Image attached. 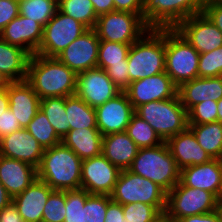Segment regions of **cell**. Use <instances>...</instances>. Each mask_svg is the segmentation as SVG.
<instances>
[{"label":"cell","instance_id":"6da1fadb","mask_svg":"<svg viewBox=\"0 0 222 222\" xmlns=\"http://www.w3.org/2000/svg\"><path fill=\"white\" fill-rule=\"evenodd\" d=\"M26 81L40 99L75 95L77 74L57 58L34 54L30 57Z\"/></svg>","mask_w":222,"mask_h":222},{"label":"cell","instance_id":"7a4b0ae2","mask_svg":"<svg viewBox=\"0 0 222 222\" xmlns=\"http://www.w3.org/2000/svg\"><path fill=\"white\" fill-rule=\"evenodd\" d=\"M82 160L62 142L44 149L37 178L53 190L68 191L81 188Z\"/></svg>","mask_w":222,"mask_h":222},{"label":"cell","instance_id":"3957f363","mask_svg":"<svg viewBox=\"0 0 222 222\" xmlns=\"http://www.w3.org/2000/svg\"><path fill=\"white\" fill-rule=\"evenodd\" d=\"M127 62L131 82L165 72V28H150L132 43Z\"/></svg>","mask_w":222,"mask_h":222},{"label":"cell","instance_id":"277c9868","mask_svg":"<svg viewBox=\"0 0 222 222\" xmlns=\"http://www.w3.org/2000/svg\"><path fill=\"white\" fill-rule=\"evenodd\" d=\"M128 170L150 179L167 193L180 181V169L166 142L155 147L139 148Z\"/></svg>","mask_w":222,"mask_h":222},{"label":"cell","instance_id":"5b68a950","mask_svg":"<svg viewBox=\"0 0 222 222\" xmlns=\"http://www.w3.org/2000/svg\"><path fill=\"white\" fill-rule=\"evenodd\" d=\"M134 113L147 121L164 142L188 127L187 111L178 95L141 104Z\"/></svg>","mask_w":222,"mask_h":222},{"label":"cell","instance_id":"8992f818","mask_svg":"<svg viewBox=\"0 0 222 222\" xmlns=\"http://www.w3.org/2000/svg\"><path fill=\"white\" fill-rule=\"evenodd\" d=\"M110 198L121 205L138 202L152 205L162 215L167 206V192L162 187L128 169L121 170Z\"/></svg>","mask_w":222,"mask_h":222},{"label":"cell","instance_id":"52a82bcc","mask_svg":"<svg viewBox=\"0 0 222 222\" xmlns=\"http://www.w3.org/2000/svg\"><path fill=\"white\" fill-rule=\"evenodd\" d=\"M199 55L175 28H165V72L177 87L198 77Z\"/></svg>","mask_w":222,"mask_h":222},{"label":"cell","instance_id":"ba28073f","mask_svg":"<svg viewBox=\"0 0 222 222\" xmlns=\"http://www.w3.org/2000/svg\"><path fill=\"white\" fill-rule=\"evenodd\" d=\"M100 41L132 44L140 39L150 27L142 14L112 11L98 16L95 27Z\"/></svg>","mask_w":222,"mask_h":222},{"label":"cell","instance_id":"9c48e42d","mask_svg":"<svg viewBox=\"0 0 222 222\" xmlns=\"http://www.w3.org/2000/svg\"><path fill=\"white\" fill-rule=\"evenodd\" d=\"M217 197L209 191L187 187L178 182L167 193L165 215L175 221L186 216L207 214L216 210Z\"/></svg>","mask_w":222,"mask_h":222},{"label":"cell","instance_id":"30bf717a","mask_svg":"<svg viewBox=\"0 0 222 222\" xmlns=\"http://www.w3.org/2000/svg\"><path fill=\"white\" fill-rule=\"evenodd\" d=\"M200 0H144L142 18L150 28H175L181 21L201 13Z\"/></svg>","mask_w":222,"mask_h":222},{"label":"cell","instance_id":"8fae6325","mask_svg":"<svg viewBox=\"0 0 222 222\" xmlns=\"http://www.w3.org/2000/svg\"><path fill=\"white\" fill-rule=\"evenodd\" d=\"M87 30L85 25L57 10L52 19L43 27L42 41L36 54L56 58Z\"/></svg>","mask_w":222,"mask_h":222},{"label":"cell","instance_id":"7c38bea8","mask_svg":"<svg viewBox=\"0 0 222 222\" xmlns=\"http://www.w3.org/2000/svg\"><path fill=\"white\" fill-rule=\"evenodd\" d=\"M175 29L199 54L222 46V32L203 12L181 21Z\"/></svg>","mask_w":222,"mask_h":222},{"label":"cell","instance_id":"4fadbf2b","mask_svg":"<svg viewBox=\"0 0 222 222\" xmlns=\"http://www.w3.org/2000/svg\"><path fill=\"white\" fill-rule=\"evenodd\" d=\"M121 170L102 153L82 161L81 188L89 194L110 195Z\"/></svg>","mask_w":222,"mask_h":222},{"label":"cell","instance_id":"5bb4252c","mask_svg":"<svg viewBox=\"0 0 222 222\" xmlns=\"http://www.w3.org/2000/svg\"><path fill=\"white\" fill-rule=\"evenodd\" d=\"M121 91L102 68L96 67L77 74L75 95L96 108Z\"/></svg>","mask_w":222,"mask_h":222},{"label":"cell","instance_id":"9a60e30c","mask_svg":"<svg viewBox=\"0 0 222 222\" xmlns=\"http://www.w3.org/2000/svg\"><path fill=\"white\" fill-rule=\"evenodd\" d=\"M100 40L94 29H88L68 45L56 58L76 74L98 67Z\"/></svg>","mask_w":222,"mask_h":222},{"label":"cell","instance_id":"2e32d148","mask_svg":"<svg viewBox=\"0 0 222 222\" xmlns=\"http://www.w3.org/2000/svg\"><path fill=\"white\" fill-rule=\"evenodd\" d=\"M178 87L166 72L132 81L124 90L133 108L177 96Z\"/></svg>","mask_w":222,"mask_h":222},{"label":"cell","instance_id":"e0dca14e","mask_svg":"<svg viewBox=\"0 0 222 222\" xmlns=\"http://www.w3.org/2000/svg\"><path fill=\"white\" fill-rule=\"evenodd\" d=\"M94 109L97 128L103 136L126 131L135 112L124 91Z\"/></svg>","mask_w":222,"mask_h":222},{"label":"cell","instance_id":"ac0fdd59","mask_svg":"<svg viewBox=\"0 0 222 222\" xmlns=\"http://www.w3.org/2000/svg\"><path fill=\"white\" fill-rule=\"evenodd\" d=\"M43 153L44 148L25 128L0 139V155L28 163L36 169L40 165Z\"/></svg>","mask_w":222,"mask_h":222},{"label":"cell","instance_id":"d6986e66","mask_svg":"<svg viewBox=\"0 0 222 222\" xmlns=\"http://www.w3.org/2000/svg\"><path fill=\"white\" fill-rule=\"evenodd\" d=\"M42 37L43 26L20 14L0 32L3 41L22 48L31 56L38 51Z\"/></svg>","mask_w":222,"mask_h":222},{"label":"cell","instance_id":"ffe728a7","mask_svg":"<svg viewBox=\"0 0 222 222\" xmlns=\"http://www.w3.org/2000/svg\"><path fill=\"white\" fill-rule=\"evenodd\" d=\"M179 182L187 187L209 191L218 198L222 194V167L219 159L181 169Z\"/></svg>","mask_w":222,"mask_h":222},{"label":"cell","instance_id":"44dd1931","mask_svg":"<svg viewBox=\"0 0 222 222\" xmlns=\"http://www.w3.org/2000/svg\"><path fill=\"white\" fill-rule=\"evenodd\" d=\"M6 89L9 109L14 113L21 128H26L40 109L41 99L26 80L9 82Z\"/></svg>","mask_w":222,"mask_h":222},{"label":"cell","instance_id":"7402d4cb","mask_svg":"<svg viewBox=\"0 0 222 222\" xmlns=\"http://www.w3.org/2000/svg\"><path fill=\"white\" fill-rule=\"evenodd\" d=\"M178 168L203 164L210 161V155L198 144L193 132L187 127L184 131L166 141Z\"/></svg>","mask_w":222,"mask_h":222},{"label":"cell","instance_id":"603a6c76","mask_svg":"<svg viewBox=\"0 0 222 222\" xmlns=\"http://www.w3.org/2000/svg\"><path fill=\"white\" fill-rule=\"evenodd\" d=\"M177 95L187 112L203 101H219L222 98V76L197 77L185 82L178 87Z\"/></svg>","mask_w":222,"mask_h":222},{"label":"cell","instance_id":"cb8c5ba5","mask_svg":"<svg viewBox=\"0 0 222 222\" xmlns=\"http://www.w3.org/2000/svg\"><path fill=\"white\" fill-rule=\"evenodd\" d=\"M37 179V169L20 160L0 155V182L14 198Z\"/></svg>","mask_w":222,"mask_h":222},{"label":"cell","instance_id":"d4e9b609","mask_svg":"<svg viewBox=\"0 0 222 222\" xmlns=\"http://www.w3.org/2000/svg\"><path fill=\"white\" fill-rule=\"evenodd\" d=\"M52 191L53 189L48 184L37 178L12 199L24 222L42 221L43 209Z\"/></svg>","mask_w":222,"mask_h":222},{"label":"cell","instance_id":"484cf974","mask_svg":"<svg viewBox=\"0 0 222 222\" xmlns=\"http://www.w3.org/2000/svg\"><path fill=\"white\" fill-rule=\"evenodd\" d=\"M139 151V147L126 131L102 137V154L120 170L128 169Z\"/></svg>","mask_w":222,"mask_h":222},{"label":"cell","instance_id":"4316f807","mask_svg":"<svg viewBox=\"0 0 222 222\" xmlns=\"http://www.w3.org/2000/svg\"><path fill=\"white\" fill-rule=\"evenodd\" d=\"M31 55L0 38V73L9 81L26 80Z\"/></svg>","mask_w":222,"mask_h":222},{"label":"cell","instance_id":"83f0119b","mask_svg":"<svg viewBox=\"0 0 222 222\" xmlns=\"http://www.w3.org/2000/svg\"><path fill=\"white\" fill-rule=\"evenodd\" d=\"M102 137L98 128L70 129L62 138V143L83 161L102 153Z\"/></svg>","mask_w":222,"mask_h":222},{"label":"cell","instance_id":"f1b7e54d","mask_svg":"<svg viewBox=\"0 0 222 222\" xmlns=\"http://www.w3.org/2000/svg\"><path fill=\"white\" fill-rule=\"evenodd\" d=\"M198 144L212 159L222 156V123L219 121L206 124H188Z\"/></svg>","mask_w":222,"mask_h":222},{"label":"cell","instance_id":"f546056e","mask_svg":"<svg viewBox=\"0 0 222 222\" xmlns=\"http://www.w3.org/2000/svg\"><path fill=\"white\" fill-rule=\"evenodd\" d=\"M65 110L70 129L97 128L95 109L78 96L65 97Z\"/></svg>","mask_w":222,"mask_h":222},{"label":"cell","instance_id":"4dcf8cb0","mask_svg":"<svg viewBox=\"0 0 222 222\" xmlns=\"http://www.w3.org/2000/svg\"><path fill=\"white\" fill-rule=\"evenodd\" d=\"M40 109L44 112L56 134L62 139L70 130L65 110V97H47L40 101Z\"/></svg>","mask_w":222,"mask_h":222},{"label":"cell","instance_id":"1f68e13d","mask_svg":"<svg viewBox=\"0 0 222 222\" xmlns=\"http://www.w3.org/2000/svg\"><path fill=\"white\" fill-rule=\"evenodd\" d=\"M126 132L139 148L155 147L164 143L147 121L135 113L131 117Z\"/></svg>","mask_w":222,"mask_h":222},{"label":"cell","instance_id":"d6a6232c","mask_svg":"<svg viewBox=\"0 0 222 222\" xmlns=\"http://www.w3.org/2000/svg\"><path fill=\"white\" fill-rule=\"evenodd\" d=\"M58 10L85 25L95 27L98 16L90 0H58Z\"/></svg>","mask_w":222,"mask_h":222},{"label":"cell","instance_id":"836d02e7","mask_svg":"<svg viewBox=\"0 0 222 222\" xmlns=\"http://www.w3.org/2000/svg\"><path fill=\"white\" fill-rule=\"evenodd\" d=\"M20 15L38 22L43 27L58 10V0H27L19 3Z\"/></svg>","mask_w":222,"mask_h":222},{"label":"cell","instance_id":"e575fe53","mask_svg":"<svg viewBox=\"0 0 222 222\" xmlns=\"http://www.w3.org/2000/svg\"><path fill=\"white\" fill-rule=\"evenodd\" d=\"M25 129L34 136L44 149L51 148L62 142V139L56 134L47 116L41 109L37 111L35 117Z\"/></svg>","mask_w":222,"mask_h":222},{"label":"cell","instance_id":"d590c367","mask_svg":"<svg viewBox=\"0 0 222 222\" xmlns=\"http://www.w3.org/2000/svg\"><path fill=\"white\" fill-rule=\"evenodd\" d=\"M132 44L100 41L98 67L105 70L112 64L123 63L127 59Z\"/></svg>","mask_w":222,"mask_h":222},{"label":"cell","instance_id":"8d00e7d4","mask_svg":"<svg viewBox=\"0 0 222 222\" xmlns=\"http://www.w3.org/2000/svg\"><path fill=\"white\" fill-rule=\"evenodd\" d=\"M66 191L53 190L44 206L43 222H64L66 214Z\"/></svg>","mask_w":222,"mask_h":222},{"label":"cell","instance_id":"74e56055","mask_svg":"<svg viewBox=\"0 0 222 222\" xmlns=\"http://www.w3.org/2000/svg\"><path fill=\"white\" fill-rule=\"evenodd\" d=\"M108 195L88 194L83 207V222H105Z\"/></svg>","mask_w":222,"mask_h":222},{"label":"cell","instance_id":"f35d334b","mask_svg":"<svg viewBox=\"0 0 222 222\" xmlns=\"http://www.w3.org/2000/svg\"><path fill=\"white\" fill-rule=\"evenodd\" d=\"M88 194L82 188L66 191V214L64 222H83V207Z\"/></svg>","mask_w":222,"mask_h":222},{"label":"cell","instance_id":"ab89813d","mask_svg":"<svg viewBox=\"0 0 222 222\" xmlns=\"http://www.w3.org/2000/svg\"><path fill=\"white\" fill-rule=\"evenodd\" d=\"M222 76V46L217 49L201 53L198 62V77Z\"/></svg>","mask_w":222,"mask_h":222},{"label":"cell","instance_id":"60d3db41","mask_svg":"<svg viewBox=\"0 0 222 222\" xmlns=\"http://www.w3.org/2000/svg\"><path fill=\"white\" fill-rule=\"evenodd\" d=\"M127 222H155L162 214L152 205L142 202L122 205Z\"/></svg>","mask_w":222,"mask_h":222},{"label":"cell","instance_id":"b9f144b4","mask_svg":"<svg viewBox=\"0 0 222 222\" xmlns=\"http://www.w3.org/2000/svg\"><path fill=\"white\" fill-rule=\"evenodd\" d=\"M188 124H206L217 121V101L206 100L194 105L188 112Z\"/></svg>","mask_w":222,"mask_h":222},{"label":"cell","instance_id":"7bdbcfd3","mask_svg":"<svg viewBox=\"0 0 222 222\" xmlns=\"http://www.w3.org/2000/svg\"><path fill=\"white\" fill-rule=\"evenodd\" d=\"M105 72L120 91H124L131 83L127 59L123 63L110 65Z\"/></svg>","mask_w":222,"mask_h":222},{"label":"cell","instance_id":"ee69618b","mask_svg":"<svg viewBox=\"0 0 222 222\" xmlns=\"http://www.w3.org/2000/svg\"><path fill=\"white\" fill-rule=\"evenodd\" d=\"M20 14L19 3L15 0H0V32Z\"/></svg>","mask_w":222,"mask_h":222},{"label":"cell","instance_id":"f6af8a7d","mask_svg":"<svg viewBox=\"0 0 222 222\" xmlns=\"http://www.w3.org/2000/svg\"><path fill=\"white\" fill-rule=\"evenodd\" d=\"M19 129L21 126L14 113L9 108L6 109L0 116V139Z\"/></svg>","mask_w":222,"mask_h":222},{"label":"cell","instance_id":"bcb514c9","mask_svg":"<svg viewBox=\"0 0 222 222\" xmlns=\"http://www.w3.org/2000/svg\"><path fill=\"white\" fill-rule=\"evenodd\" d=\"M114 11H126L134 14H142L144 0H113Z\"/></svg>","mask_w":222,"mask_h":222},{"label":"cell","instance_id":"7dc6e473","mask_svg":"<svg viewBox=\"0 0 222 222\" xmlns=\"http://www.w3.org/2000/svg\"><path fill=\"white\" fill-rule=\"evenodd\" d=\"M105 222H127L124 219L123 208L120 203L111 200L110 195H108V206L105 216Z\"/></svg>","mask_w":222,"mask_h":222},{"label":"cell","instance_id":"c3c4849f","mask_svg":"<svg viewBox=\"0 0 222 222\" xmlns=\"http://www.w3.org/2000/svg\"><path fill=\"white\" fill-rule=\"evenodd\" d=\"M202 12L222 32V5L205 4Z\"/></svg>","mask_w":222,"mask_h":222},{"label":"cell","instance_id":"681fc988","mask_svg":"<svg viewBox=\"0 0 222 222\" xmlns=\"http://www.w3.org/2000/svg\"><path fill=\"white\" fill-rule=\"evenodd\" d=\"M0 222H24L13 201L0 210Z\"/></svg>","mask_w":222,"mask_h":222},{"label":"cell","instance_id":"f907efd6","mask_svg":"<svg viewBox=\"0 0 222 222\" xmlns=\"http://www.w3.org/2000/svg\"><path fill=\"white\" fill-rule=\"evenodd\" d=\"M174 222H221L218 212L215 210L207 214L186 216Z\"/></svg>","mask_w":222,"mask_h":222},{"label":"cell","instance_id":"816d5d0a","mask_svg":"<svg viewBox=\"0 0 222 222\" xmlns=\"http://www.w3.org/2000/svg\"><path fill=\"white\" fill-rule=\"evenodd\" d=\"M97 16L114 11L113 0H90Z\"/></svg>","mask_w":222,"mask_h":222},{"label":"cell","instance_id":"f5cc1de1","mask_svg":"<svg viewBox=\"0 0 222 222\" xmlns=\"http://www.w3.org/2000/svg\"><path fill=\"white\" fill-rule=\"evenodd\" d=\"M12 197L7 192L6 188L0 182V210L6 207L11 201Z\"/></svg>","mask_w":222,"mask_h":222},{"label":"cell","instance_id":"db71d44e","mask_svg":"<svg viewBox=\"0 0 222 222\" xmlns=\"http://www.w3.org/2000/svg\"><path fill=\"white\" fill-rule=\"evenodd\" d=\"M9 108V97L6 87L0 89V116Z\"/></svg>","mask_w":222,"mask_h":222},{"label":"cell","instance_id":"11a10c76","mask_svg":"<svg viewBox=\"0 0 222 222\" xmlns=\"http://www.w3.org/2000/svg\"><path fill=\"white\" fill-rule=\"evenodd\" d=\"M216 211L218 212L220 220L222 222V194L217 198Z\"/></svg>","mask_w":222,"mask_h":222},{"label":"cell","instance_id":"9f6ffc18","mask_svg":"<svg viewBox=\"0 0 222 222\" xmlns=\"http://www.w3.org/2000/svg\"><path fill=\"white\" fill-rule=\"evenodd\" d=\"M217 121L222 123V98L217 101Z\"/></svg>","mask_w":222,"mask_h":222},{"label":"cell","instance_id":"6f0895ef","mask_svg":"<svg viewBox=\"0 0 222 222\" xmlns=\"http://www.w3.org/2000/svg\"><path fill=\"white\" fill-rule=\"evenodd\" d=\"M9 81L0 73V89L8 85Z\"/></svg>","mask_w":222,"mask_h":222},{"label":"cell","instance_id":"680465c9","mask_svg":"<svg viewBox=\"0 0 222 222\" xmlns=\"http://www.w3.org/2000/svg\"><path fill=\"white\" fill-rule=\"evenodd\" d=\"M155 222H174L170 218H168L165 214L160 216Z\"/></svg>","mask_w":222,"mask_h":222},{"label":"cell","instance_id":"91938a15","mask_svg":"<svg viewBox=\"0 0 222 222\" xmlns=\"http://www.w3.org/2000/svg\"><path fill=\"white\" fill-rule=\"evenodd\" d=\"M206 4L222 5V0H209Z\"/></svg>","mask_w":222,"mask_h":222},{"label":"cell","instance_id":"94428289","mask_svg":"<svg viewBox=\"0 0 222 222\" xmlns=\"http://www.w3.org/2000/svg\"><path fill=\"white\" fill-rule=\"evenodd\" d=\"M204 5L209 1V0H200Z\"/></svg>","mask_w":222,"mask_h":222},{"label":"cell","instance_id":"6125c7cd","mask_svg":"<svg viewBox=\"0 0 222 222\" xmlns=\"http://www.w3.org/2000/svg\"><path fill=\"white\" fill-rule=\"evenodd\" d=\"M15 1H17L18 3H20V2L27 1V0H15Z\"/></svg>","mask_w":222,"mask_h":222},{"label":"cell","instance_id":"be15d7a7","mask_svg":"<svg viewBox=\"0 0 222 222\" xmlns=\"http://www.w3.org/2000/svg\"><path fill=\"white\" fill-rule=\"evenodd\" d=\"M219 161H220V164H221V167H222V156L219 158Z\"/></svg>","mask_w":222,"mask_h":222}]
</instances>
